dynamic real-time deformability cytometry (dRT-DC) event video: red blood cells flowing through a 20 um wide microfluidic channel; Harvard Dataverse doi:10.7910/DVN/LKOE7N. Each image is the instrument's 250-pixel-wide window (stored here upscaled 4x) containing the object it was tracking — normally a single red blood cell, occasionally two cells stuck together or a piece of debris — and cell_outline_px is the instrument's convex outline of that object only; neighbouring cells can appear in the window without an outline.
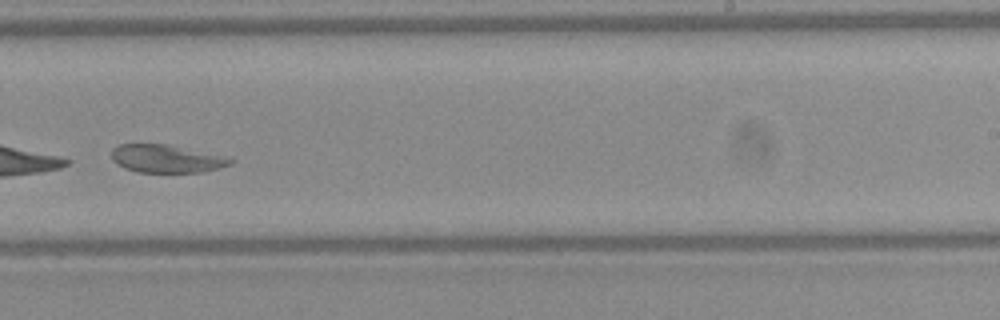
{"species": "Egyptian fruit bat (a non-hibernating species)", "species_latin": "Rousettus aegyptiacus", "temperature_condition": "warm", "stored_images_in_passage": 31, "camera_frame_rate_fps": 3000, "um_per_image_px": 0.085, "frame": {"image": 1, "passage_image": 22, "time_ms": 7.0, "image_size_px": [1000, 320], "cell_outline_px": [[236, 160], [232, 164], [220, 168], [200, 172], [140, 172], [124, 168], [112, 160], [112, 148], [116, 144], [168, 144], [232, 156]], "centroid_in_image_um": [14.24, 13.47], "position_along_channel_um": 274.8, "area_um2": 19.83}, "authors_computed_cell_mechanics": {"area_um2": 21.2126, "velocity_mm_per_s": 4.0133, "shape_relaxation_time_tau1_ms": 3.9288, "shape_relaxation_time_tau2_ms": 0.6653, "deformation_change_tau1": 0.3651, "deformation_change_tau2": 0.0705}}